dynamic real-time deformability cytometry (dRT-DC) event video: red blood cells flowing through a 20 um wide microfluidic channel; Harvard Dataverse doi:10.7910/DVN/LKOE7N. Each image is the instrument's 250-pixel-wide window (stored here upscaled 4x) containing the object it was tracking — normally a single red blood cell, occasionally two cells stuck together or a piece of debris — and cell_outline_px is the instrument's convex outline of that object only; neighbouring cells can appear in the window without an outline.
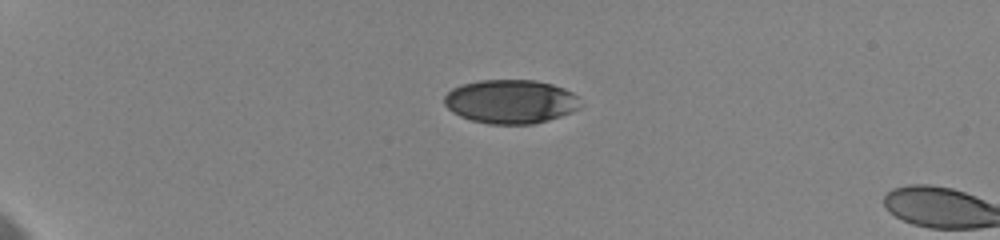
{"species": "human", "species_latin": "Homo sapiens", "temperature_condition": "cold", "stored_images_in_passage": 5, "camera_frame_rate_fps": 3000, "um_per_image_px": 0.085, "donor": {"sex": "female"}, "frame": {"image": 1, "passage_image": 1, "time_ms": 0.0, "image_size_px": [1000, 240], "cell_outline_px": [[580, 108], [560, 116], [548, 120], [532, 124], [488, 124], [472, 120], [460, 116], [452, 112], [444, 104], [444, 96], [452, 88], [460, 84], [480, 80], [536, 80], [552, 84], [564, 88], [572, 92], [576, 96]], "centroid_in_image_um": [43.37, 8.63], "position_along_channel_um": 41.6, "area_um2": 34.8}}